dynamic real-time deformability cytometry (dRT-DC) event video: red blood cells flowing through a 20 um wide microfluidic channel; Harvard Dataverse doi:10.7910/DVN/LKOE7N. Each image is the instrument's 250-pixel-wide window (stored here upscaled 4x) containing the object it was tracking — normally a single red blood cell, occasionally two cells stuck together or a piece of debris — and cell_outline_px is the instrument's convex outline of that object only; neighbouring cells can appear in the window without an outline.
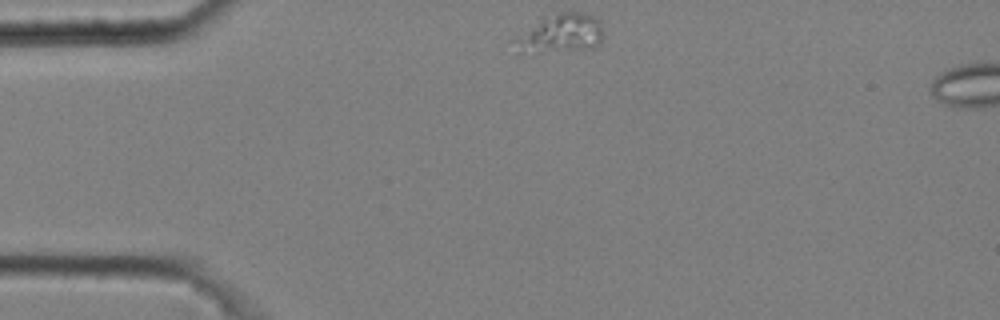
{"species": "common noctule bat (a hibernating species)", "species_latin": "Nyctalus noctula", "temperature_condition": "cold", "stored_images_in_passage": 3, "camera_frame_rate_fps": 3000, "um_per_image_px": 0.085, "animal": {"sex": "male", "body_mass_g": 20.4}, "frame": {"image": 1, "passage_image": 1, "time_ms": 0.0, "image_size_px": [1000, 320], "cell_outline_px": [[604, 32], [596, 48], [540, 52], [516, 52], [512, 40], [544, 16], [556, 12], [580, 12], [592, 16], [600, 20]], "centroid_in_image_um": [47.66, 2.84], "position_along_channel_um": 37.3, "area_um2": 20.11}}